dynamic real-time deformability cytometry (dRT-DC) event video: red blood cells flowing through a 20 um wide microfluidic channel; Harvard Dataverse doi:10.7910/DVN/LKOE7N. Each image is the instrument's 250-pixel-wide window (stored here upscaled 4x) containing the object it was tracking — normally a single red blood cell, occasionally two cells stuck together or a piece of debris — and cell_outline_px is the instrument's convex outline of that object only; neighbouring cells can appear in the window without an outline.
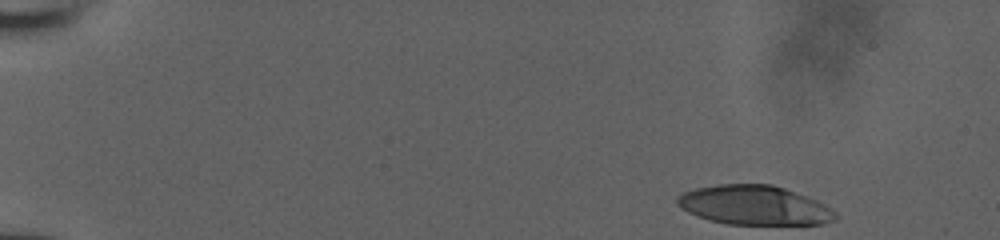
{"species": "human", "species_latin": "Homo sapiens", "temperature_condition": "room temperature", "stored_images_in_passage": 9, "camera_frame_rate_fps": 3000, "um_per_image_px": 0.085, "donor": {"sex": "male"}, "frame": {"image": 1, "passage_image": 1, "time_ms": 0.0, "image_size_px": [1000, 240], "cell_outline_px": [[836, 220], [820, 224], [728, 224], [696, 216], [688, 212], [676, 204], [676, 196], [684, 192], [696, 188], [716, 184], [772, 184], [784, 188], [816, 200], [824, 204], [836, 212]], "centroid_in_image_um": [64.09, 17.44], "position_along_channel_um": 20.9, "area_um2": 36.13}}